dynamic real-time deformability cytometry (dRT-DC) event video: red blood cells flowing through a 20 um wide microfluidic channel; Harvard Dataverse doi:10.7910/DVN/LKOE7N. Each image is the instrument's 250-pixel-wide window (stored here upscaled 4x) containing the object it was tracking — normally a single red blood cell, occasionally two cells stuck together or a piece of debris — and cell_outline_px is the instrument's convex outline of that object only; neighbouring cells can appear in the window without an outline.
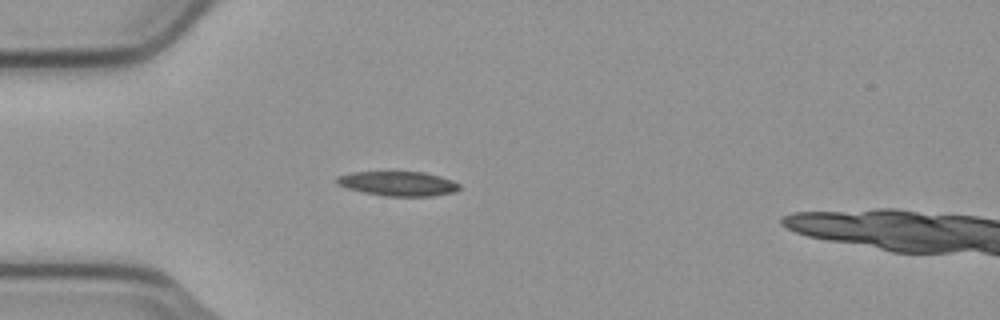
{"species": "common noctule bat (a hibernating species)", "species_latin": "Nyctalus noctula", "temperature_condition": "cold", "stored_images_in_passage": 5, "camera_frame_rate_fps": 3000, "um_per_image_px": 0.085, "animal": {"sex": "male", "body_mass_g": 23.1, "forearm_length_mm": 52.7}, "frame": {"image": 1, "passage_image": 4, "time_ms": 1.0, "image_size_px": [1000, 320], "cell_outline_px": [[460, 188], [456, 192], [432, 196], [384, 196], [364, 192], [348, 188], [336, 184], [336, 176], [352, 172], [424, 172], [440, 176], [452, 180], [460, 184]], "centroid_in_image_um": [33.85, 15.61], "position_along_channel_um": 51.1, "area_um2": 17.57}}